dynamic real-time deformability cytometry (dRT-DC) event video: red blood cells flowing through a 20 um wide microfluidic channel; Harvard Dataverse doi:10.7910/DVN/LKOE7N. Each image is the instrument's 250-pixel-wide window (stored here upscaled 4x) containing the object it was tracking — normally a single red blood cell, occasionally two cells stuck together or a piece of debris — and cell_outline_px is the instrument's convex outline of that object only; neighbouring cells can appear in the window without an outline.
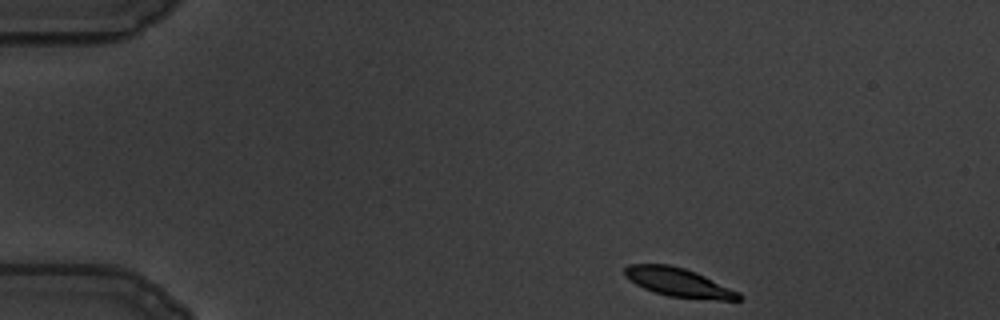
{"species": "common noctule bat (a hibernating species)", "species_latin": "Nyctalus noctula", "temperature_condition": "warm", "stored_images_in_passage": 51, "camera_frame_rate_fps": 3000, "um_per_image_px": 0.085, "animal": {"sex": "male", "body_mass_g": 19.5, "forearm_length_mm": 54.6}, "frame": {"image": 1, "passage_image": 1, "time_ms": 0.0, "image_size_px": [1000, 320], "cell_outline_px": [[744, 296], [740, 300], [716, 300], [668, 296], [644, 288], [636, 284], [624, 276], [624, 268], [628, 264], [668, 264], [684, 268], [696, 272], [740, 292]], "centroid_in_image_um": [57.7, 24.0], "position_along_channel_um": 27.3, "area_um2": 19.13}}
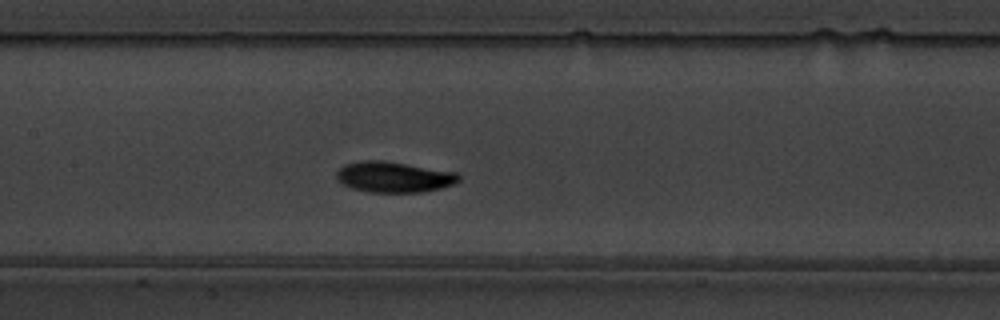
{"frame": {"image": 2, "passage_image": 21, "time_ms": 6.667, "image_size_px": [1000, 320], "cell_outline_px": [[460, 180], [456, 184], [440, 188], [420, 192], [368, 192], [352, 188], [336, 180], [336, 172], [344, 164], [360, 160], [380, 160], [456, 172], [460, 176]], "centroid_in_image_um": [33.46, 15.04], "position_along_channel_um": 173.9, "area_um2": 21.85}}
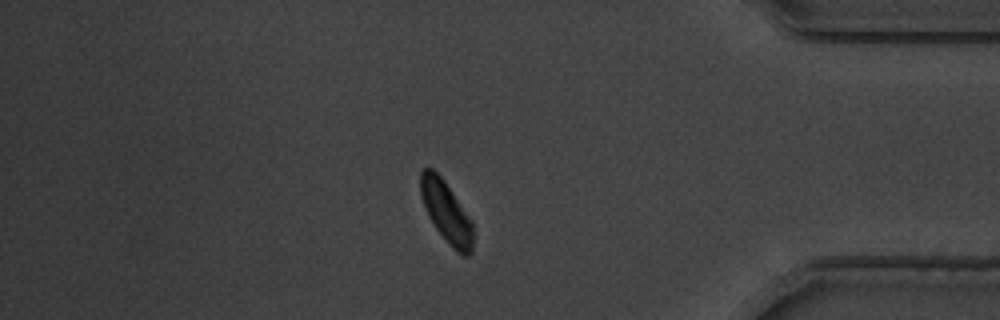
{"frame": {"image": 3, "passage_image": 43, "time_ms": 14.0, "image_size_px": [1000, 320], "cell_outline_px": [[472, 252], [468, 256], [464, 256], [456, 252], [448, 244], [436, 228], [428, 216], [420, 196], [420, 172], [424, 168], [432, 168], [444, 180], [472, 220]], "centroid_in_image_um": [37.92, 18.02], "position_along_channel_um": 397.3, "area_um2": 18.79}, "authors_computed_cell_mechanics": {"area_um2": 20.5768, "velocity_mm_per_s": 3.3959, "shape_relaxation_time_tau1_ms": 2.8279, "shape_relaxation_time_tau2_ms": 10.4579, "deformation_change_tau1": 0.1418, "deformation_change_tau2": 0.1083}}